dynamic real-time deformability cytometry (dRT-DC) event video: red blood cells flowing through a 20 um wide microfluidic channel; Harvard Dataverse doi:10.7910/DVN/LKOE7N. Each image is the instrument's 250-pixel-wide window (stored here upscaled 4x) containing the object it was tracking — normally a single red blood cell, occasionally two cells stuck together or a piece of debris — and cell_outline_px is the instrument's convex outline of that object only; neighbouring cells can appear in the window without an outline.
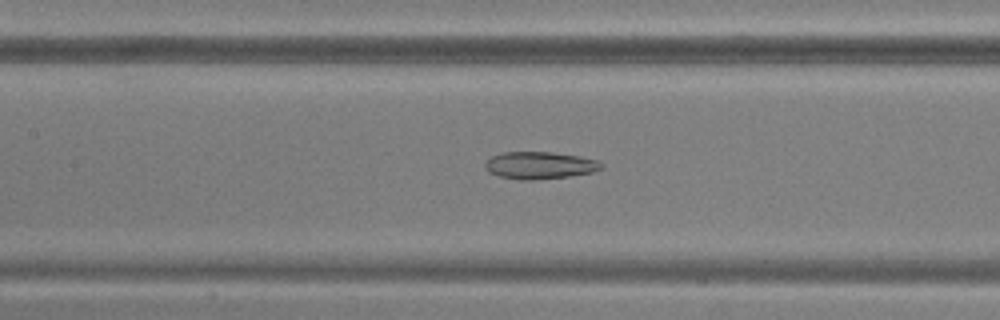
{"species": "common noctule bat (a hibernating species)", "species_latin": "Nyctalus noctula", "temperature_condition": "warm", "stored_images_in_passage": 48, "camera_frame_rate_fps": 3000, "um_per_image_px": 0.085, "animal": {"sex": "male", "body_mass_g": 20.5, "forearm_length_mm": 52.5}, "frame": {"image": 1, "passage_image": 22, "time_ms": 7.0, "image_size_px": [1000, 320], "cell_outline_px": [[604, 168], [592, 172], [572, 176], [536, 180], [524, 180], [500, 176], [488, 172], [484, 168], [484, 164], [492, 156], [504, 152], [552, 152], [580, 156], [596, 160], [604, 164]], "centroid_in_image_um": [45.9, 14.06], "position_along_channel_um": 161.5, "area_um2": 18.55}}
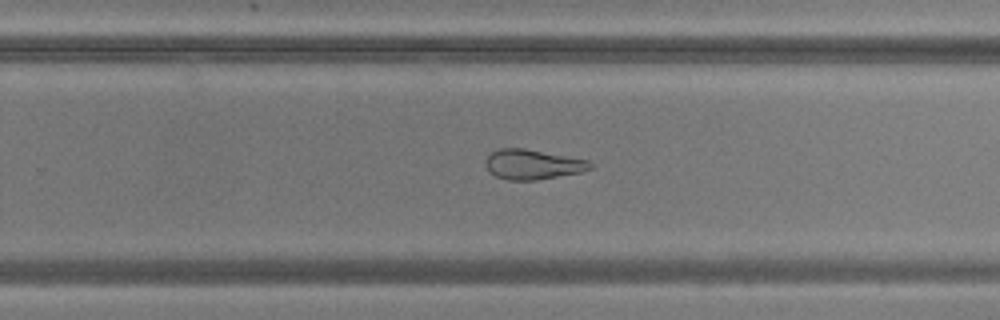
{"frame": {"image": 2, "passage_image": 31, "time_ms": 10.0, "image_size_px": [1000, 320], "cell_outline_px": [[592, 168], [580, 172], [536, 180], [508, 180], [496, 176], [488, 172], [484, 164], [484, 160], [492, 152], [500, 148], [524, 148], [588, 160], [592, 164]], "centroid_in_image_um": [45.23, 13.97], "position_along_channel_um": 284.6, "area_um2": 18.21}}
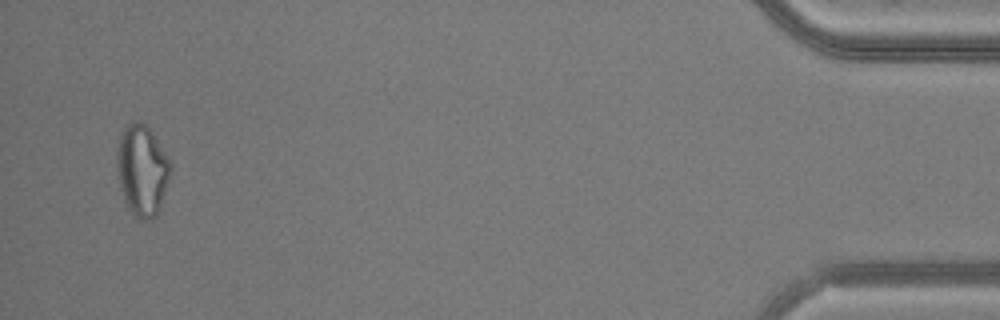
{"frame": {"image": 3, "passage_image": 47, "time_ms": 15.333, "image_size_px": [1000, 320], "cell_outline_px": [[172, 168], [156, 216], [148, 220], [136, 220], [132, 216], [128, 208], [120, 188], [116, 168], [116, 152], [120, 132], [128, 124], [136, 120], [140, 120], [152, 132], [172, 164]], "centroid_in_image_um": [12.04, 14.47], "position_along_channel_um": 423.2, "area_um2": 28.55}}